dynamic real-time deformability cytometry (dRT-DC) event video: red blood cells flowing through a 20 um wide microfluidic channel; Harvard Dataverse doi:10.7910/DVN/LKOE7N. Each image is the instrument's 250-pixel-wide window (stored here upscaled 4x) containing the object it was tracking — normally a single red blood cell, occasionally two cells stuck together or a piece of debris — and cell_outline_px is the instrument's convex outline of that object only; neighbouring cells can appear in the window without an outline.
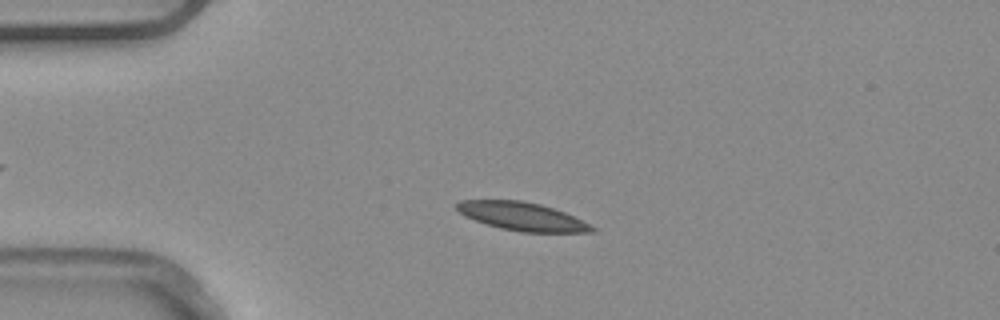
{"species": "common noctule bat (a hibernating species)", "species_latin": "Nyctalus noctula", "temperature_condition": "warm", "stored_images_in_passage": 47, "camera_frame_rate_fps": 3000, "um_per_image_px": 0.085, "animal": {"sex": "male", "body_mass_g": 20.4}, "frame": {"image": 1, "passage_image": 12, "time_ms": 3.667, "image_size_px": [1000, 320], "cell_outline_px": [[596, 232], [520, 232], [500, 228], [464, 216], [456, 208], [456, 204], [460, 200], [520, 200], [540, 204], [564, 212], [596, 228]], "centroid_in_image_um": [44.36, 18.39], "position_along_channel_um": 40.6, "area_um2": 21.96}}
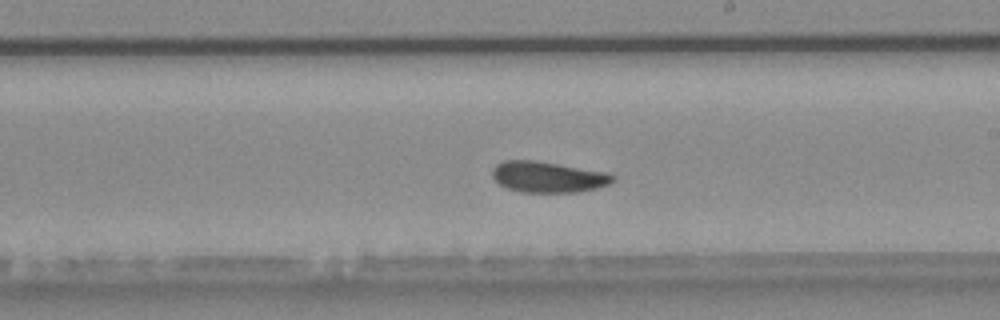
{"frame": {"image": 2, "passage_image": 30, "time_ms": 9.667, "image_size_px": [1000, 320], "cell_outline_px": [[616, 180], [608, 184], [596, 188], [576, 192], [520, 192], [508, 188], [500, 184], [492, 176], [492, 168], [496, 164], [504, 160], [532, 160], [604, 172], [616, 176]], "centroid_in_image_um": [46.55, 15.04], "position_along_channel_um": 242.5, "area_um2": 21.44}}
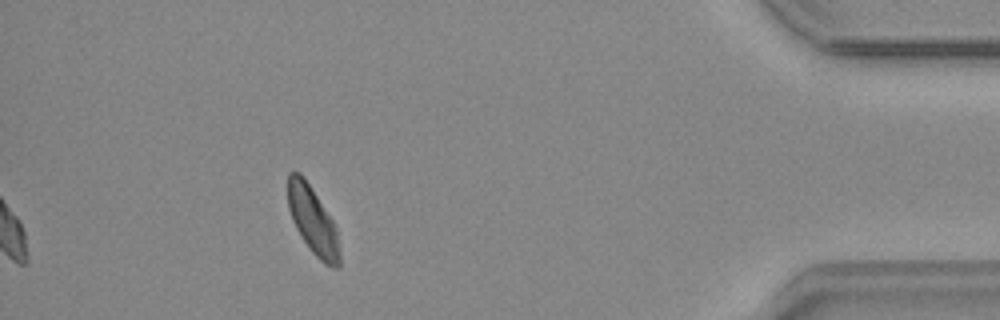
{"frame": {"image": 3, "passage_image": 47, "time_ms": 15.333, "image_size_px": [1000, 320], "cell_outline_px": [[340, 264], [336, 268], [332, 268], [324, 264], [312, 252], [300, 236], [292, 220], [288, 208], [288, 172], [300, 172], [332, 220], [336, 228], [340, 252]], "centroid_in_image_um": [26.58, 18.79], "position_along_channel_um": 408.6, "area_um2": 20.06}, "authors_computed_cell_mechanics": {"area_um2": 21.7906, "velocity_mm_per_s": 3.8447, "shape_relaxation_time_tau1_ms": 5.9485, "shape_relaxation_time_tau2_ms": 4.2147, "deformation_change_tau1": 0.1329, "deformation_change_tau2": 0.0837}}